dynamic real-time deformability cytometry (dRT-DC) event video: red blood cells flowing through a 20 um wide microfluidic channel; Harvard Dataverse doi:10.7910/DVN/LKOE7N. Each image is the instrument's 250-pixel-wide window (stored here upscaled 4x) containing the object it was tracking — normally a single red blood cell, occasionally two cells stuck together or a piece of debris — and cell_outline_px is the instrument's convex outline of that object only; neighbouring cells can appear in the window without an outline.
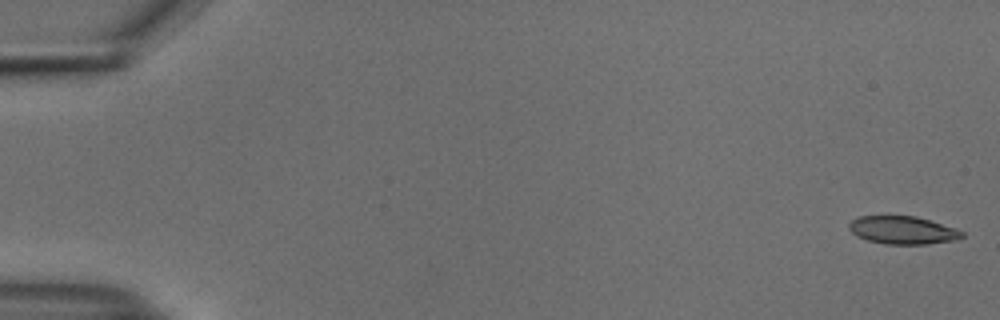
{"species": "common noctule bat (a hibernating species)", "species_latin": "Nyctalus noctula", "temperature_condition": "cold", "stored_images_in_passage": 54, "camera_frame_rate_fps": 3000, "um_per_image_px": 0.085, "animal": {"sex": "male", "body_mass_g": 18.8}, "frame": {"image": 1, "passage_image": 1, "time_ms": 0.0, "image_size_px": [1000, 320], "cell_outline_px": [[964, 236], [960, 240], [928, 244], [884, 244], [868, 240], [856, 236], [848, 228], [848, 224], [852, 220], [860, 216], [916, 216], [956, 228], [964, 232]], "centroid_in_image_um": [76.77, 19.57], "position_along_channel_um": 8.2, "area_um2": 18.55}}
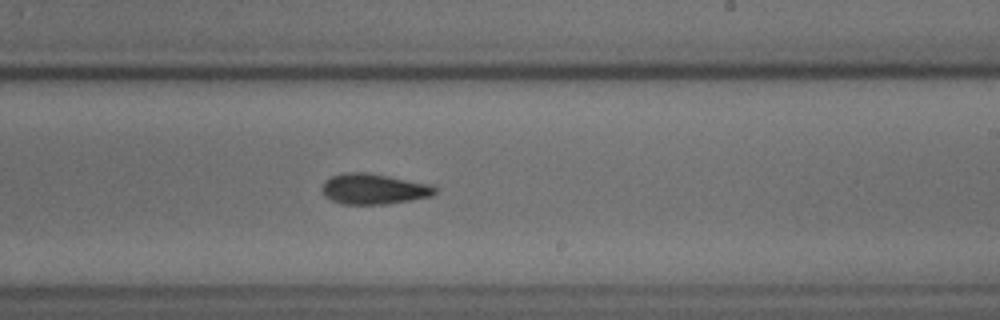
{"frame": {"image": 2, "passage_image": 33, "time_ms": 10.667, "image_size_px": [1000, 320], "cell_outline_px": [[436, 192], [432, 196], [384, 204], [344, 204], [332, 200], [324, 196], [320, 188], [324, 180], [332, 176], [344, 172], [368, 172], [432, 184], [436, 188]], "centroid_in_image_um": [31.74, 16.04], "position_along_channel_um": 257.3, "area_um2": 20.23}}
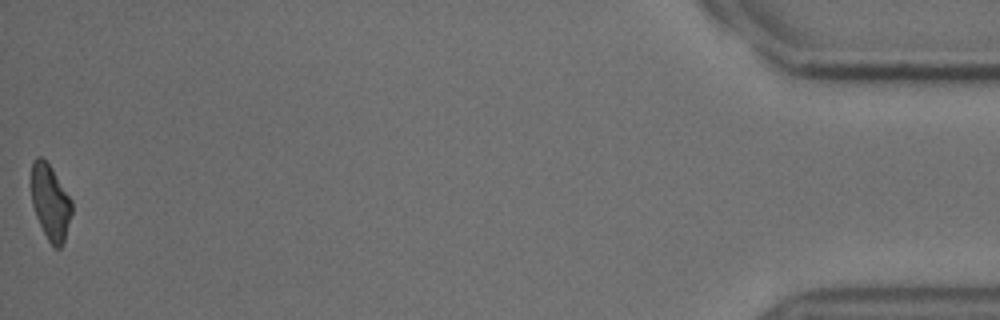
{"frame": {"image": 3, "passage_image": 54, "time_ms": 17.667, "image_size_px": [1000, 320], "cell_outline_px": [[72, 212], [64, 240], [60, 248], [52, 248], [36, 216], [32, 204], [28, 184], [32, 160], [36, 156], [40, 156], [52, 168], [72, 200]], "centroid_in_image_um": [4.23, 17.14], "position_along_channel_um": 431.0, "area_um2": 18.26}, "authors_computed_cell_mechanics": {"area_um2": 19.5364, "velocity_mm_per_s": 3.7676, "shape_relaxation_time_tau1_ms": 9.2887, "shape_relaxation_time_tau2_ms": 4.328, "deformation_change_tau1": 0.1901, "deformation_change_tau2": 0.1195}}